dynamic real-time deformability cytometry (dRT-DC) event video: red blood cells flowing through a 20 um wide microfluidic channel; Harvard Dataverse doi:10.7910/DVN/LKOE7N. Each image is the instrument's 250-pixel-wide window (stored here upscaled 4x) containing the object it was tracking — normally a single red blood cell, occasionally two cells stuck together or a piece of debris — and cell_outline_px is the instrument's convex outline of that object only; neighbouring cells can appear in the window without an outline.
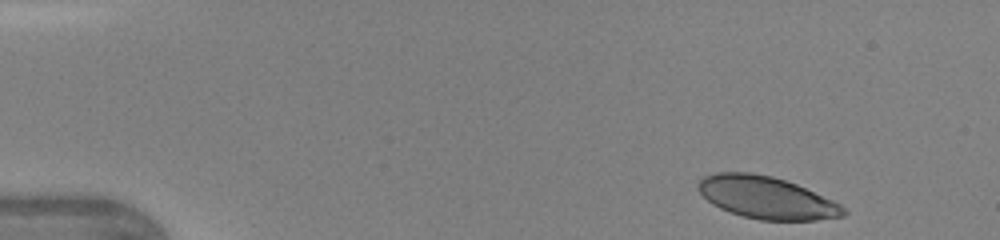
{"species": "human", "species_latin": "Homo sapiens", "temperature_condition": "warm", "stored_images_in_passage": 41, "camera_frame_rate_fps": 3000, "um_per_image_px": 0.085, "donor": {"sex": "female"}, "frame": {"image": 1, "passage_image": 1, "time_ms": 0.0, "image_size_px": [1000, 240], "cell_outline_px": [[848, 212], [844, 216], [816, 220], [760, 220], [744, 216], [720, 208], [712, 204], [696, 188], [696, 184], [704, 176], [716, 172], [752, 172], [772, 176], [796, 184], [832, 200], [840, 204]], "centroid_in_image_um": [65.14, 16.79], "position_along_channel_um": 19.9, "area_um2": 35.6}}
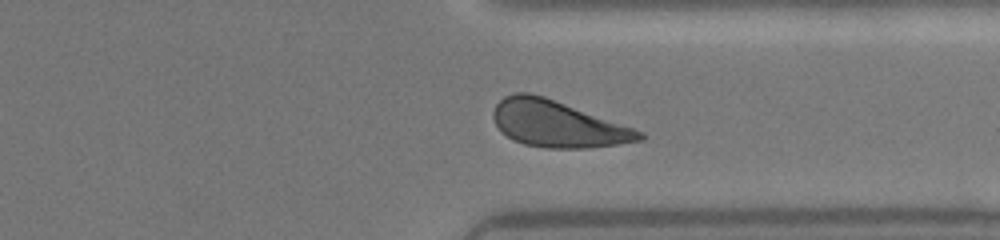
{"frame": {"image": 2, "passage_image": 31, "time_ms": 10.0, "image_size_px": [1000, 240], "cell_outline_px": [[648, 136], [644, 140], [588, 148], [544, 148], [524, 144], [508, 136], [496, 124], [492, 116], [492, 112], [496, 104], [504, 96], [516, 92], [528, 92], [544, 96], [644, 132]], "centroid_in_image_um": [47.4, 10.53], "position_along_channel_um": 364.0, "area_um2": 39.19}}
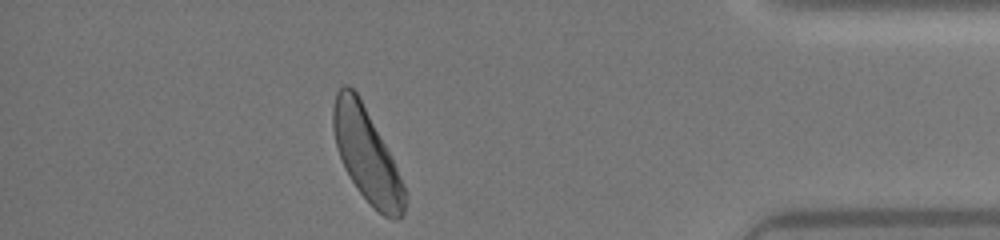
{"frame": {"image": 3, "passage_image": 36, "time_ms": 11.667, "image_size_px": [1000, 240], "cell_outline_px": [[404, 216], [400, 220], [392, 220], [384, 216], [356, 188], [344, 168], [336, 148], [332, 128], [332, 108], [336, 92], [344, 84], [348, 84], [356, 92], [384, 144], [404, 184]], "centroid_in_image_um": [31.12, 13.18], "position_along_channel_um": 404.1, "area_um2": 37.97}}